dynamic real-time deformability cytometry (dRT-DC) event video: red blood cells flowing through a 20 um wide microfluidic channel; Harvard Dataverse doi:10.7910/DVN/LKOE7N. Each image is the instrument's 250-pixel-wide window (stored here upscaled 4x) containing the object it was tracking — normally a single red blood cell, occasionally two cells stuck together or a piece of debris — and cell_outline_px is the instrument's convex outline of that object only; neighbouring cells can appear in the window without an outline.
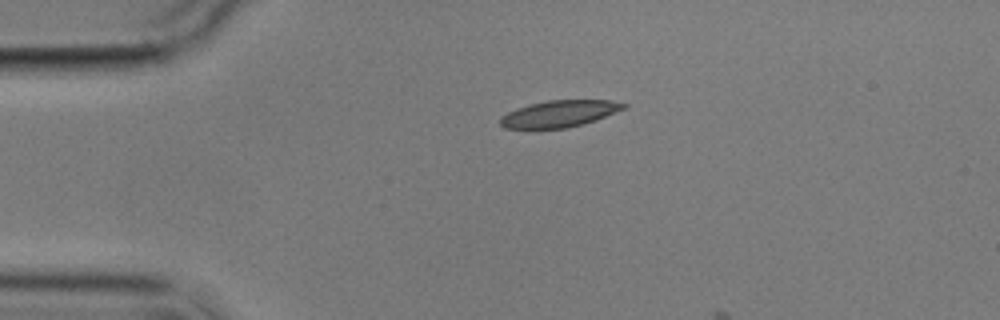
{"species": "common noctule bat (a hibernating species)", "species_latin": "Nyctalus noctula", "temperature_condition": "cold", "stored_images_in_passage": 2, "camera_frame_rate_fps": 3000, "um_per_image_px": 0.085, "animal": {"sex": "male", "body_mass_g": 17.9}, "frame": {"image": 1, "passage_image": 1, "time_ms": 0.0, "image_size_px": [1000, 320], "cell_outline_px": [[628, 104], [624, 108], [596, 120], [584, 124], [568, 128], [504, 128], [500, 124], [500, 116], [516, 108], [528, 104], [548, 100], [608, 100]], "centroid_in_image_um": [47.51, 9.66], "position_along_channel_um": 37.5, "area_um2": 19.13}}